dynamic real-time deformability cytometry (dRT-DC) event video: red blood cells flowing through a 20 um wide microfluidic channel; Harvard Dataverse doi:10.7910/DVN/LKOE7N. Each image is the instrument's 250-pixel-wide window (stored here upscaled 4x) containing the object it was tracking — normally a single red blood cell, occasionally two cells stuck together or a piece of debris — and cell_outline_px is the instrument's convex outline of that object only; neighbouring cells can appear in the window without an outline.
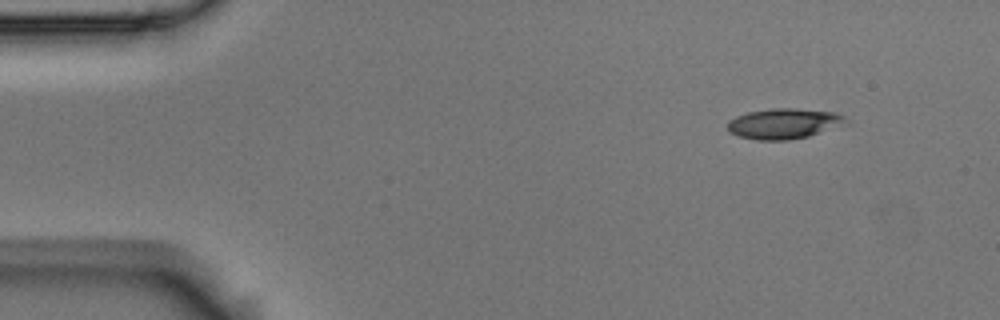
{"species": "Egyptian fruit bat (a non-hibernating species)", "species_latin": "Rousettus aegyptiacus", "temperature_condition": "room temperature", "stored_images_in_passage": 4, "camera_frame_rate_fps": 3000, "um_per_image_px": 0.085, "animal": {"sex": "male"}, "frame": {"image": 1, "passage_image": 1, "time_ms": 0.0, "image_size_px": [1000, 320], "cell_outline_px": [[844, 116], [840, 120], [808, 136], [788, 140], [756, 140], [740, 136], [732, 132], [728, 128], [728, 120], [736, 116], [748, 112], [772, 108], [792, 108], [832, 112]], "centroid_in_image_um": [66.41, 10.5], "position_along_channel_um": 18.6, "area_um2": 19.71}}
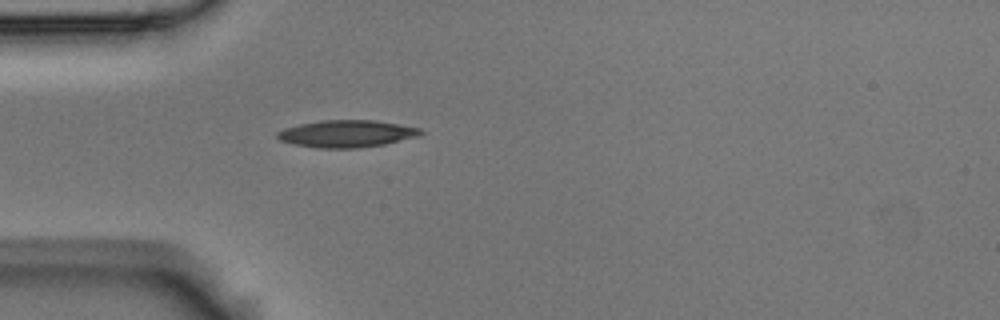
{"frame": {"image": 2, "passage_image": 4, "time_ms": 1.0, "image_size_px": [1000, 320], "cell_outline_px": [[424, 132], [416, 136], [384, 144], [360, 148], [316, 148], [292, 144], [280, 140], [276, 136], [276, 132], [284, 128], [300, 124], [320, 120], [376, 120], [420, 128]], "centroid_in_image_um": [29.42, 11.36], "position_along_channel_um": 55.6, "area_um2": 22.66}}